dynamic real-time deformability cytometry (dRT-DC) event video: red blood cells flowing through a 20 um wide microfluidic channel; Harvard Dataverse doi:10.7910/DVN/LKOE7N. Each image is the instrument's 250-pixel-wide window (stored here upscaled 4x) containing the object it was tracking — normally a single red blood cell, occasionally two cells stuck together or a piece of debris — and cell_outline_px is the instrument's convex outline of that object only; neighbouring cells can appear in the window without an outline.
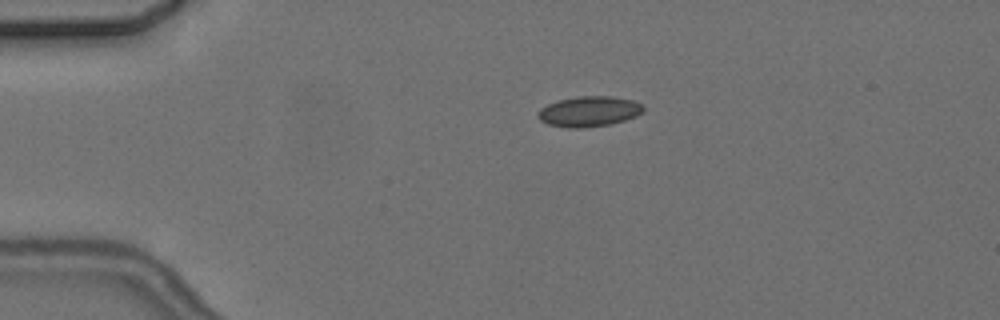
{"species": "common noctule bat (a hibernating species)", "species_latin": "Nyctalus noctula", "temperature_condition": "cold", "stored_images_in_passage": 8, "camera_frame_rate_fps": 3000, "um_per_image_px": 0.085, "animal": {"sex": "female", "body_mass_g": 24.6, "forearm_length_mm": 56.2}, "frame": {"image": 1, "passage_image": 3, "time_ms": 3.667, "image_size_px": [1000, 320], "cell_outline_px": [[644, 112], [636, 116], [624, 120], [608, 124], [584, 128], [568, 128], [548, 124], [540, 120], [536, 116], [536, 112], [540, 108], [556, 100], [576, 96], [612, 96], [632, 100], [644, 104]], "centroid_in_image_um": [50.05, 9.46], "position_along_channel_um": 35.0, "area_um2": 18.9}}
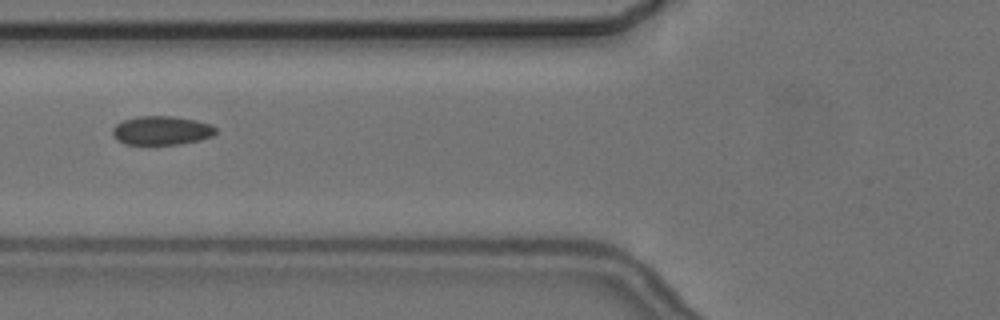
{"frame": {"image": 2, "passage_image": 6, "time_ms": 7.0, "image_size_px": [1000, 320], "cell_outline_px": [[216, 132], [212, 136], [200, 140], [180, 144], [124, 144], [116, 140], [112, 136], [112, 128], [116, 124], [124, 120], [136, 116], [172, 116], [196, 120], [212, 124], [216, 128]], "centroid_in_image_um": [13.72, 11.09], "position_along_channel_um": 112.1, "area_um2": 17.51}}
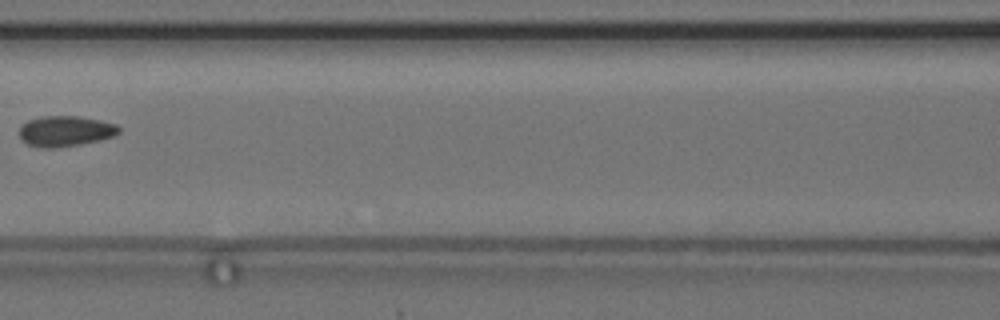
{"frame": {"image": 3, "passage_image": 7, "time_ms": 8.333, "image_size_px": [1000, 320], "cell_outline_px": [[120, 132], [112, 136], [100, 140], [80, 144], [52, 148], [44, 148], [28, 144], [20, 136], [20, 128], [28, 120], [44, 116], [76, 116], [100, 120], [116, 124], [120, 128]], "centroid_in_image_um": [5.58, 11.14], "position_along_channel_um": 161.0, "area_um2": 17.46}}